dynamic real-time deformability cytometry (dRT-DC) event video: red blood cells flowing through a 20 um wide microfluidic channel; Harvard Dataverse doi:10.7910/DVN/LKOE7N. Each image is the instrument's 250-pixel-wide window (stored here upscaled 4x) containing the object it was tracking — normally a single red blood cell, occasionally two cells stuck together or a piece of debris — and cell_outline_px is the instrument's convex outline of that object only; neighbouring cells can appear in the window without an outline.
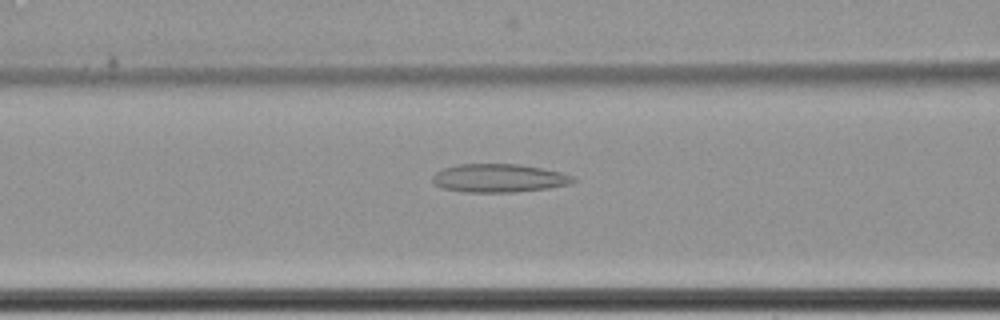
{"species": "common noctule bat (a hibernating species)", "species_latin": "Nyctalus noctula", "temperature_condition": "cold", "stored_images_in_passage": 39, "camera_frame_rate_fps": 3000, "um_per_image_px": 0.085, "animal": {"sex": "female", "body_mass_g": 22.7, "forearm_length_mm": 54.2}, "frame": {"image": 1, "passage_image": 10, "time_ms": 3.0, "image_size_px": [1000, 320], "cell_outline_px": [[576, 180], [568, 184], [548, 188], [512, 192], [464, 192], [444, 188], [432, 184], [432, 176], [436, 172], [444, 168], [460, 164], [520, 164], [560, 172], [572, 176]], "centroid_in_image_um": [42.36, 15.14], "position_along_channel_um": 124.2, "area_um2": 23.06}}
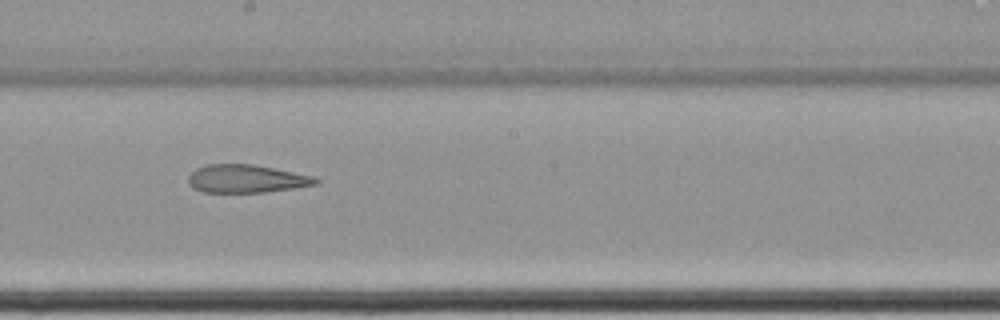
{"frame": {"image": 2, "passage_image": 19, "time_ms": 6.0, "image_size_px": [1000, 320], "cell_outline_px": [[320, 184], [296, 188], [264, 192], [204, 192], [192, 188], [188, 184], [188, 176], [196, 168], [204, 164], [252, 164], [316, 176], [320, 180]], "centroid_in_image_um": [20.97, 15.19], "position_along_channel_um": 227.2, "area_um2": 21.1}}
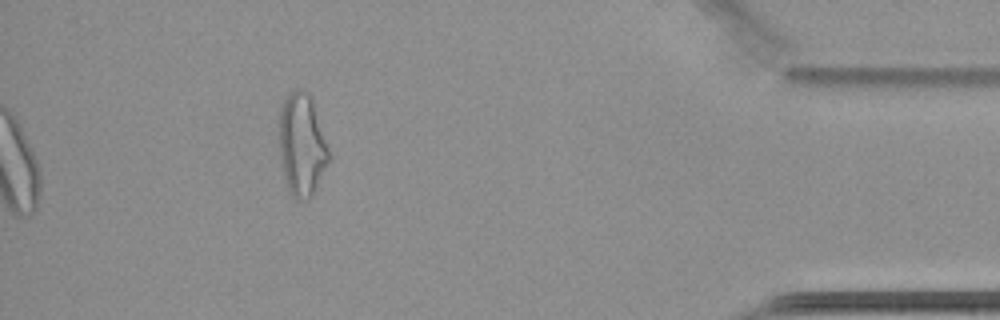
{"frame": {"image": 3, "passage_image": 39, "time_ms": 12.667, "image_size_px": [1000, 320], "cell_outline_px": [[332, 160], [312, 196], [308, 200], [296, 200], [288, 192], [280, 160], [280, 108], [284, 100], [296, 88], [304, 88], [312, 96], [332, 156]], "centroid_in_image_um": [25.71, 12.33], "position_along_channel_um": 409.5, "area_um2": 30.52}, "authors_computed_cell_mechanics": {"area_um2": 23.0622, "velocity_mm_per_s": 3.4362, "shape_relaxation_time_tau1_ms": null, "shape_relaxation_time_tau2_ms": 5.4653, "deformation_change_tau1": null, "deformation_change_tau2": 0.1727}}